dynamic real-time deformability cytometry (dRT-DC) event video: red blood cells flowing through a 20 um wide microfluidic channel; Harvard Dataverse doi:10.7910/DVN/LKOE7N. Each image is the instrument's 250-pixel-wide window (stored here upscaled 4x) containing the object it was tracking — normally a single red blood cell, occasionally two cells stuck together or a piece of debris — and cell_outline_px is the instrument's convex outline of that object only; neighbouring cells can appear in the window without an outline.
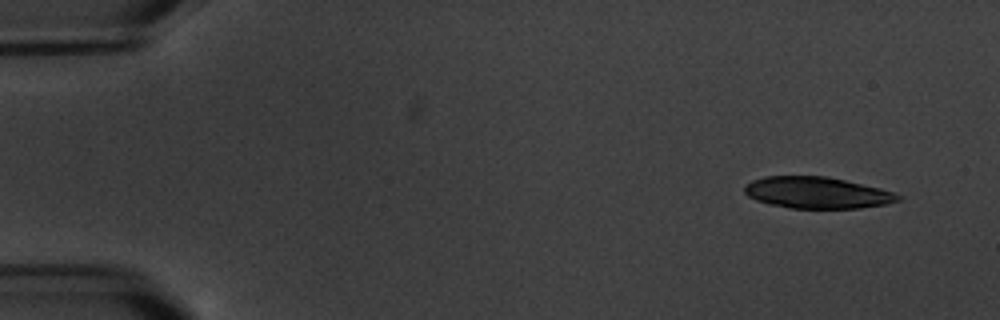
{"species": "common noctule bat (a hibernating species)", "species_latin": "Nyctalus noctula", "temperature_condition": "warm", "stored_images_in_passage": 5, "camera_frame_rate_fps": 3000, "um_per_image_px": 0.085, "animal": {"sex": "male", "body_mass_g": 20.1, "forearm_length_mm": 53.5}, "frame": {"image": 1, "passage_image": 1, "time_ms": 0.0, "image_size_px": [1000, 320], "cell_outline_px": [[904, 196], [900, 200], [888, 204], [860, 208], [792, 208], [772, 204], [756, 200], [748, 196], [744, 192], [744, 184], [752, 180], [764, 176], [824, 176], [844, 180], [880, 188]], "centroid_in_image_um": [69.45, 16.38], "position_along_channel_um": 15.5, "area_um2": 28.15}}